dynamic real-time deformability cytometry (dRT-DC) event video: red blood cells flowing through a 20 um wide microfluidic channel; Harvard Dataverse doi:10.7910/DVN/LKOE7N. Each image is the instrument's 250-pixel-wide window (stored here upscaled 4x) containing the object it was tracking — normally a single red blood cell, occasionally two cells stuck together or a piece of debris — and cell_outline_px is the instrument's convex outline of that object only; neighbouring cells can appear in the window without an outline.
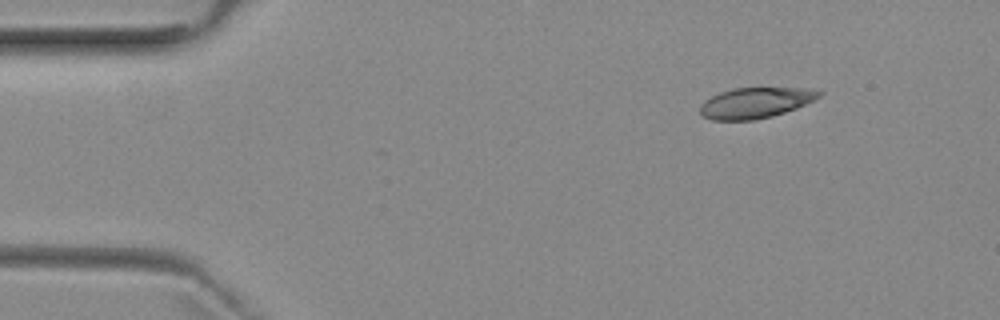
{"species": "common noctule bat (a hibernating species)", "species_latin": "Nyctalus noctula", "temperature_condition": "room temperature", "stored_images_in_passage": 3, "camera_frame_rate_fps": 3000, "um_per_image_px": 0.085, "animal": {"sex": "female", "body_mass_g": 29.2, "forearm_length_mm": 56.3}, "frame": {"image": 1, "passage_image": 1, "time_ms": 0.0, "image_size_px": [1000, 320], "cell_outline_px": [[824, 92], [820, 96], [796, 108], [772, 116], [756, 120], [712, 120], [704, 116], [700, 112], [700, 104], [704, 100], [720, 92], [732, 88], [804, 88]], "centroid_in_image_um": [64.17, 8.74], "position_along_channel_um": 20.8, "area_um2": 21.1}}